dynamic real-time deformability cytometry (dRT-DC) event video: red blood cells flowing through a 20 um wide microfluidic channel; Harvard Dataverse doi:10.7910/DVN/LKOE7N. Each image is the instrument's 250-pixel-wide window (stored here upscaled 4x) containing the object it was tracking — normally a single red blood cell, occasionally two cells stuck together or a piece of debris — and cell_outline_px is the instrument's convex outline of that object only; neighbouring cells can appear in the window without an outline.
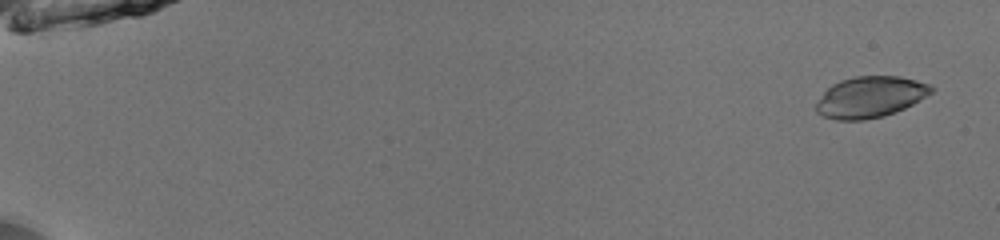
{"species": "common noctule bat (a hibernating species)", "species_latin": "Nyctalus noctula", "temperature_condition": "room temperature", "stored_images_in_passage": 47, "camera_frame_rate_fps": 3000, "um_per_image_px": 0.085, "animal": {"sex": "male", "body_mass_g": 13.0, "forearm_length_mm": 53.1}, "frame": {"image": 1, "passage_image": 1, "time_ms": 0.0, "image_size_px": [1000, 240], "cell_outline_px": [[936, 88], [932, 92], [912, 104], [904, 108], [884, 116], [864, 120], [836, 120], [820, 116], [816, 112], [816, 104], [824, 92], [832, 84], [840, 80], [856, 76], [900, 76], [932, 84]], "centroid_in_image_um": [73.97, 8.24], "position_along_channel_um": 11.0, "area_um2": 27.69}}
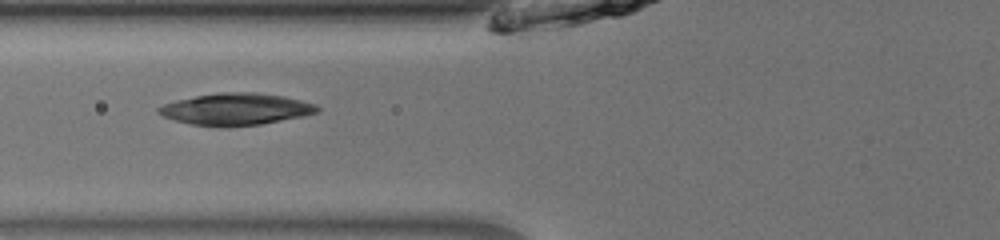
{"frame": {"image": 2, "passage_image": 21, "time_ms": 6.667, "image_size_px": [1000, 240], "cell_outline_px": [[320, 108], [316, 112], [304, 116], [260, 124], [224, 128], [216, 128], [192, 124], [176, 120], [164, 116], [156, 112], [156, 108], [164, 104], [176, 100], [196, 96], [220, 92], [256, 92], [284, 96], [316, 104]], "centroid_in_image_um": [20.03, 9.29], "position_along_channel_um": 105.8, "area_um2": 29.59}}
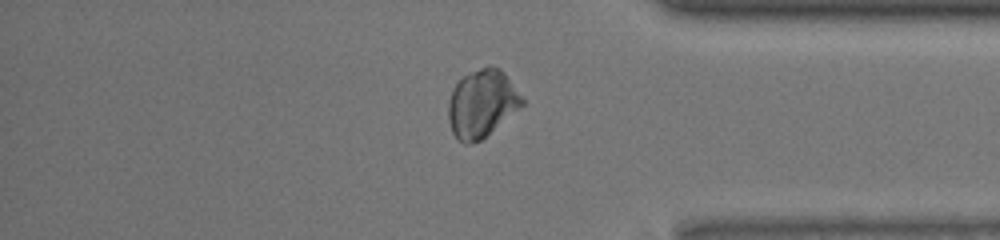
{"frame": {"image": 3, "passage_image": 43, "time_ms": 14.0, "image_size_px": [1000, 240], "cell_outline_px": [[524, 104], [480, 140], [468, 144], [464, 144], [456, 140], [452, 132], [448, 120], [448, 100], [452, 88], [464, 76], [480, 68], [492, 64], [500, 68], [504, 72], [524, 100]], "centroid_in_image_um": [40.92, 8.8], "position_along_channel_um": 394.3, "area_um2": 28.9}, "authors_computed_cell_mechanics": {"area_um2": 28.322, "velocity_mm_per_s": 4.0474, "shape_relaxation_time_tau1_ms": 2.8686, "shape_relaxation_time_tau2_ms": 3.3753, "deformation_change_tau1": 0.0767, "deformation_change_tau2": 0.0718}}